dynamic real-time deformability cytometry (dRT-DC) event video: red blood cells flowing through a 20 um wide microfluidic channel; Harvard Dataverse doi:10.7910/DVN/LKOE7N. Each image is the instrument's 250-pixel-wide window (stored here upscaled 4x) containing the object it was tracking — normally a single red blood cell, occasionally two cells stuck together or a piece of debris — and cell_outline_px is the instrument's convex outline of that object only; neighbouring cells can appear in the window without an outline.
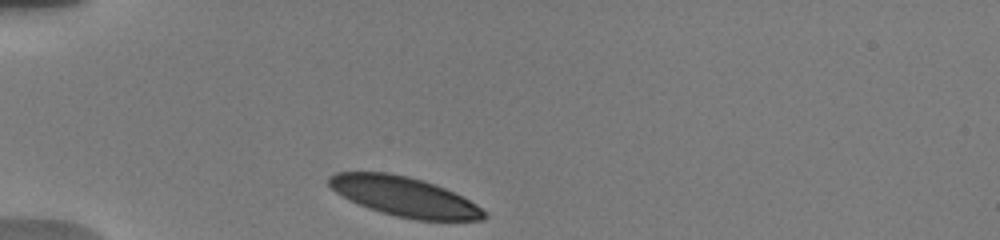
{"species": "human", "species_latin": "Homo sapiens", "temperature_condition": "warm", "stored_images_in_passage": 4, "camera_frame_rate_fps": 3000, "um_per_image_px": 0.085, "donor": {"sex": "male"}, "frame": {"image": 1, "passage_image": 1, "time_ms": 0.0, "image_size_px": [1000, 240], "cell_outline_px": [[488, 216], [484, 220], [416, 220], [396, 216], [380, 212], [348, 200], [336, 192], [328, 184], [328, 176], [336, 172], [388, 172], [408, 176], [424, 180], [444, 188], [476, 204], [488, 212]], "centroid_in_image_um": [34.37, 16.71], "position_along_channel_um": 50.6, "area_um2": 35.78}}
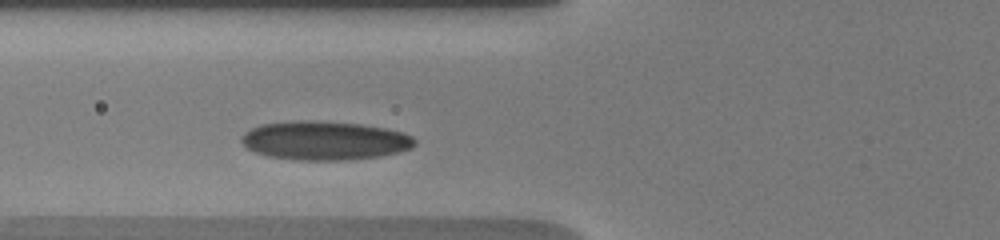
{"frame": {"image": 2, "passage_image": 4, "time_ms": 2.0, "image_size_px": [1000, 240], "cell_outline_px": [[416, 144], [412, 148], [400, 152], [380, 156], [344, 160], [296, 160], [268, 156], [256, 152], [248, 148], [240, 140], [240, 136], [244, 132], [260, 124], [300, 120], [312, 120], [360, 124], [384, 128], [400, 132], [412, 136], [416, 140]], "centroid_in_image_um": [27.59, 11.95], "position_along_channel_um": 98.2, "area_um2": 39.25}}